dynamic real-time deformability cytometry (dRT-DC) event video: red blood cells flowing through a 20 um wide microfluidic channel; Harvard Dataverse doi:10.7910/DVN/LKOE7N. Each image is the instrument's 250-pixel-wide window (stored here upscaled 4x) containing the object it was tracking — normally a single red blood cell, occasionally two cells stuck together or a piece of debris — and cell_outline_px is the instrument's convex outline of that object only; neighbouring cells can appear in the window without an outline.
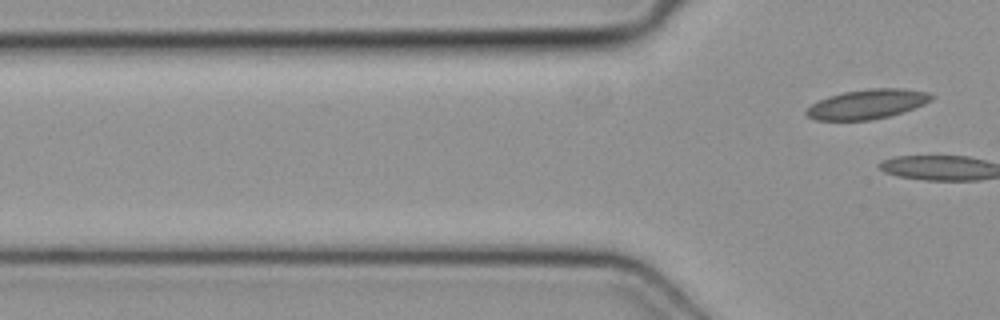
{"species": "common noctule bat (a hibernating species)", "species_latin": "Nyctalus noctula", "temperature_condition": "cold", "stored_images_in_passage": 6, "camera_frame_rate_fps": 3000, "um_per_image_px": 0.085, "animal": {"sex": "female", "body_mass_g": 19.3, "forearm_length_mm": 54.1}, "frame": {"image": 1, "passage_image": 6, "time_ms": 1.667, "image_size_px": [1000, 320], "cell_outline_px": [[936, 96], [932, 100], [924, 104], [888, 116], [868, 120], [816, 120], [808, 116], [804, 112], [812, 104], [828, 96], [844, 92], [872, 88], [904, 88], [928, 92]], "centroid_in_image_um": [73.73, 8.84], "position_along_channel_um": 52.1, "area_um2": 21.33}}